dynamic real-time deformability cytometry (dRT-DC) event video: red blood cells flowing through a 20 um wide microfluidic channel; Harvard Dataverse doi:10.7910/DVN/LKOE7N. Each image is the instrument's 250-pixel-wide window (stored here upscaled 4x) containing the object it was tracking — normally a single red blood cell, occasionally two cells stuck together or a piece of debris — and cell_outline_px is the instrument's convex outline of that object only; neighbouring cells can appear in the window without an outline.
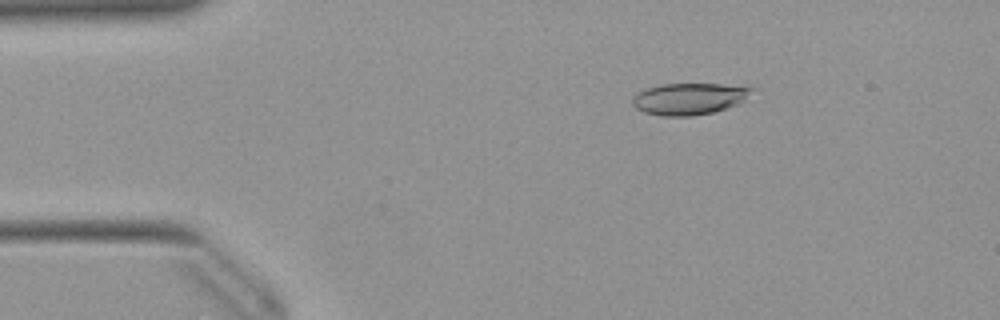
{"species": "Egyptian fruit bat (a non-hibernating species)", "species_latin": "Rousettus aegyptiacus", "temperature_condition": "warm", "stored_images_in_passage": 51, "camera_frame_rate_fps": 3000, "um_per_image_px": 0.085, "animal": {"sex": "female"}, "frame": {"image": 1, "passage_image": 8, "time_ms": 2.333, "image_size_px": [1000, 320], "cell_outline_px": [[760, 88], [740, 104], [728, 108], [712, 112], [692, 116], [664, 116], [644, 112], [636, 108], [632, 104], [632, 100], [636, 92], [660, 84], [748, 84]], "centroid_in_image_um": [58.73, 8.37], "position_along_channel_um": 26.3, "area_um2": 22.72}}
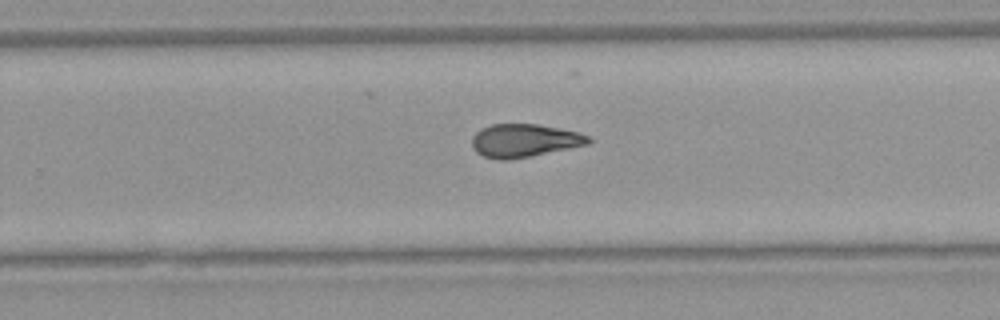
{"frame": {"image": 2, "passage_image": 32, "time_ms": 10.333, "image_size_px": [1000, 320], "cell_outline_px": [[592, 140], [588, 144], [532, 156], [508, 160], [500, 160], [484, 156], [476, 152], [472, 148], [472, 136], [480, 128], [492, 124], [536, 124], [580, 132], [588, 136]], "centroid_in_image_um": [44.54, 11.95], "position_along_channel_um": 285.3, "area_um2": 22.54}}
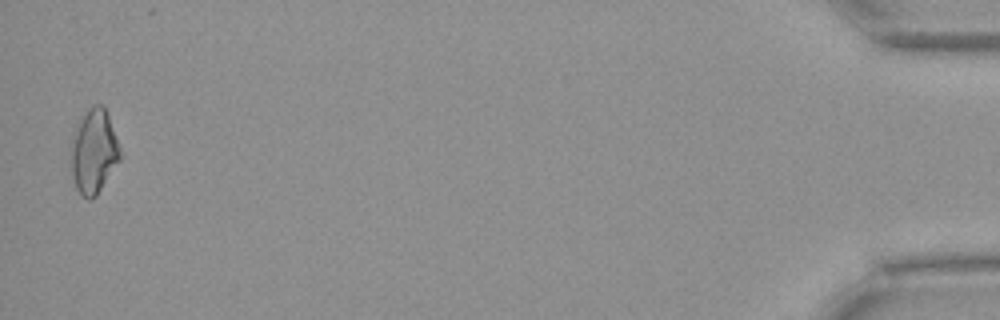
{"frame": {"image": 3, "passage_image": 50, "time_ms": 16.333, "image_size_px": [1000, 320], "cell_outline_px": [[120, 160], [96, 196], [88, 200], [76, 188], [72, 176], [68, 152], [72, 132], [80, 116], [88, 108], [96, 104], [104, 104], [120, 148]], "centroid_in_image_um": [7.91, 12.83], "position_along_channel_um": 427.3, "area_um2": 24.68}, "authors_computed_cell_mechanics": {"area_um2": 22.7154, "velocity_mm_per_s": 3.9824, "shape_relaxation_time_tau1_ms": 8.8039, "shape_relaxation_time_tau2_ms": 2.3934, "deformation_change_tau1": 0.227, "deformation_change_tau2": 0.0909}}